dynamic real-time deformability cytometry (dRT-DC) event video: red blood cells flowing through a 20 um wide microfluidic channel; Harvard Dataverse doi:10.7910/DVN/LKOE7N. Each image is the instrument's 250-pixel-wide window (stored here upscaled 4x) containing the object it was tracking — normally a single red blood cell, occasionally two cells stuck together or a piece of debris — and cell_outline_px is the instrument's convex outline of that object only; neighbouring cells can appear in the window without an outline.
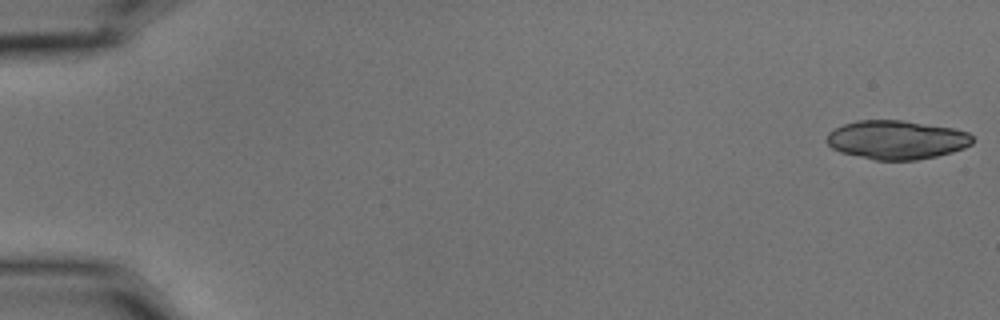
{"species": "common noctule bat (a hibernating species)", "species_latin": "Nyctalus noctula", "temperature_condition": "cold", "stored_images_in_passage": 5, "camera_frame_rate_fps": 3000, "um_per_image_px": 0.085, "animal": {"sex": "male", "body_mass_g": 15.6}, "frame": {"image": 1, "passage_image": 1, "time_ms": 0.0, "image_size_px": [1000, 320], "cell_outline_px": [[972, 144], [964, 148], [952, 152], [936, 156], [916, 160], [876, 160], [840, 152], [832, 148], [824, 140], [828, 132], [844, 124], [856, 120], [904, 120], [952, 128], [968, 132], [972, 136]], "centroid_in_image_um": [76.19, 11.88], "position_along_channel_um": 8.8, "area_um2": 33.06}}